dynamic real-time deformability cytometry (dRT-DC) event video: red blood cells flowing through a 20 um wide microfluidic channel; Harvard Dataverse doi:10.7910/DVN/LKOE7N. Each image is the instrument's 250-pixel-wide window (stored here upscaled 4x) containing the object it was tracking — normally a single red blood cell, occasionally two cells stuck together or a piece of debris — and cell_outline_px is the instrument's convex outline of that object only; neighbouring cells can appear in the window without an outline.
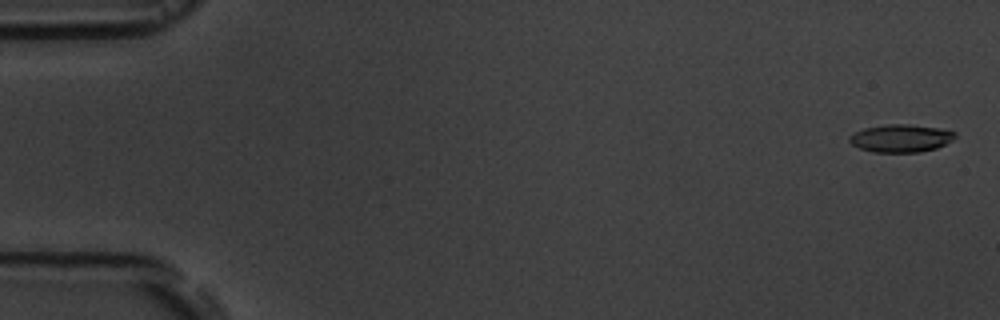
{"species": "common noctule bat (a hibernating species)", "species_latin": "Nyctalus noctula", "temperature_condition": "room temperature", "stored_images_in_passage": 11, "camera_frame_rate_fps": 3000, "um_per_image_px": 0.085, "animal": {"sex": "male", "body_mass_g": 19.5, "forearm_length_mm": 54.6}, "frame": {"image": 1, "passage_image": 1, "time_ms": 0.0, "image_size_px": [1000, 320], "cell_outline_px": [[956, 136], [952, 140], [936, 148], [920, 152], [872, 152], [860, 148], [852, 144], [848, 140], [848, 136], [864, 128], [888, 124], [908, 124], [940, 128], [956, 132]], "centroid_in_image_um": [76.57, 11.75], "position_along_channel_um": 8.4, "area_um2": 17.05}}
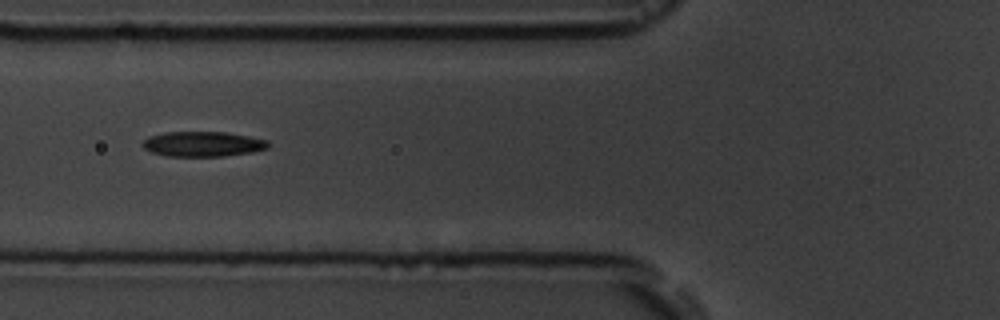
{"frame": {"image": 2, "passage_image": 7, "time_ms": 6.667, "image_size_px": [1000, 320], "cell_outline_px": [[268, 148], [252, 152], [224, 156], [168, 156], [152, 152], [144, 148], [140, 144], [148, 136], [164, 132], [224, 132], [248, 136], [268, 140]], "centroid_in_image_um": [17.21, 12.24], "position_along_channel_um": 108.6, "area_um2": 18.32}}
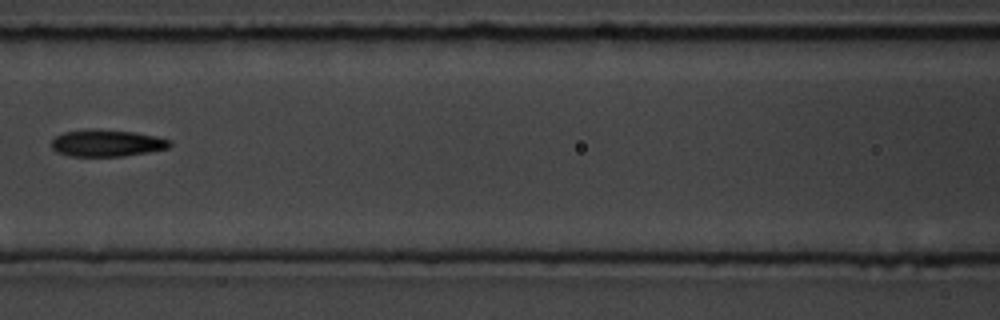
{"frame": {"image": 3, "passage_image": 8, "time_ms": 8.0, "image_size_px": [1000, 320], "cell_outline_px": [[172, 144], [168, 148], [148, 152], [124, 156], [72, 156], [56, 152], [52, 148], [52, 140], [56, 136], [64, 132], [88, 128], [92, 128], [136, 132], [156, 136], [172, 140]], "centroid_in_image_um": [9.09, 12.15], "position_along_channel_um": 157.5, "area_um2": 18.73}}